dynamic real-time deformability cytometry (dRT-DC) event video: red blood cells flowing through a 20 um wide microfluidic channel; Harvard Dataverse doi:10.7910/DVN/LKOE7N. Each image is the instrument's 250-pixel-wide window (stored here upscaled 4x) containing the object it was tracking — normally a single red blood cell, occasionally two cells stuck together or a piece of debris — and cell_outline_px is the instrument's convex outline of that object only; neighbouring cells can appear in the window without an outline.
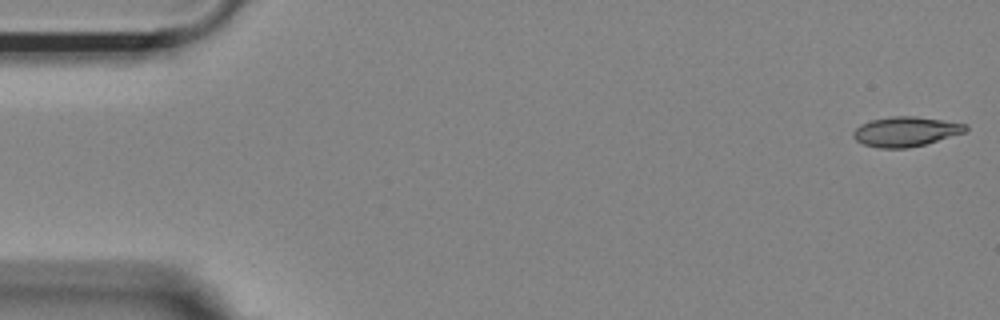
{"species": "Egyptian fruit bat (a non-hibernating species)", "species_latin": "Rousettus aegyptiacus", "temperature_condition": "room temperature", "stored_images_in_passage": 36, "camera_frame_rate_fps": 3000, "um_per_image_px": 0.085, "animal": {"sex": "female"}, "frame": {"image": 1, "passage_image": 1, "time_ms": 0.0, "image_size_px": [1000, 320], "cell_outline_px": [[968, 128], [964, 132], [924, 144], [908, 148], [880, 148], [864, 144], [856, 140], [852, 136], [852, 132], [860, 124], [872, 120], [892, 116], [916, 116], [968, 124]], "centroid_in_image_um": [76.96, 11.17], "position_along_channel_um": 8.0, "area_um2": 19.31}}
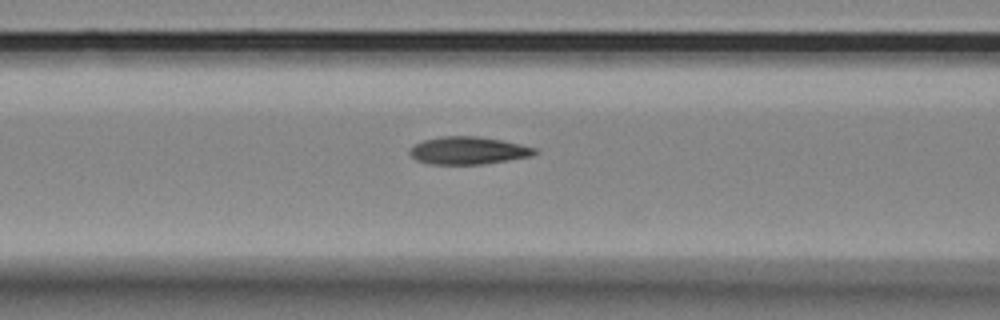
{"frame": {"image": 2, "passage_image": 21, "time_ms": 6.667, "image_size_px": [1000, 320], "cell_outline_px": [[540, 152], [532, 156], [484, 164], [428, 164], [416, 160], [408, 152], [408, 148], [424, 140], [440, 136], [480, 136], [520, 144], [536, 148]], "centroid_in_image_um": [39.8, 12.79], "position_along_channel_um": 126.8, "area_um2": 20.23}}
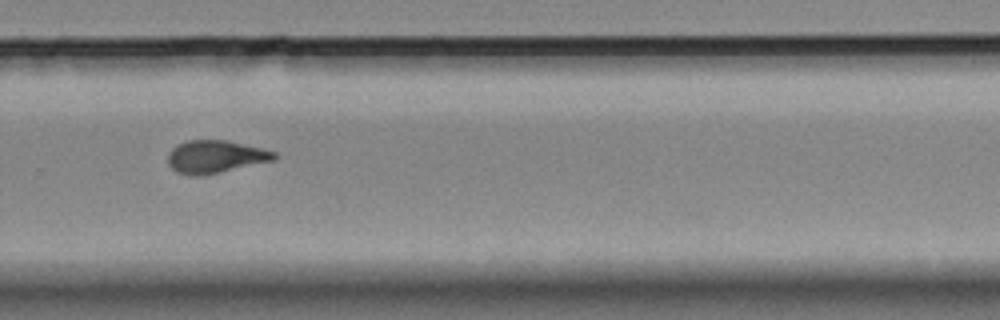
{"frame": {"image": 3, "passage_image": 36, "time_ms": 11.667, "image_size_px": [1000, 320], "cell_outline_px": [[280, 156], [276, 160], [204, 176], [188, 176], [176, 172], [168, 164], [168, 152], [176, 144], [188, 140], [224, 140], [260, 148], [276, 152]], "centroid_in_image_um": [18.3, 13.34], "position_along_channel_um": 311.5, "area_um2": 20.58}}